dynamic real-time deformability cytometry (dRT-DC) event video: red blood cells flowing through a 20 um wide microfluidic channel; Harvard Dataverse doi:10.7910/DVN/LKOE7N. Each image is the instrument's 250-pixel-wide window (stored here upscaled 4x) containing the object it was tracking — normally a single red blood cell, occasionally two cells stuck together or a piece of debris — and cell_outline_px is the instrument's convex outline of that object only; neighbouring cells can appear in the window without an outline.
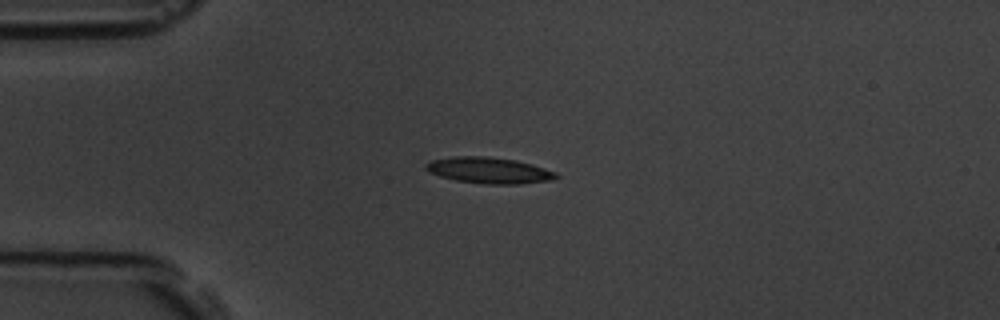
{"species": "common noctule bat (a hibernating species)", "species_latin": "Nyctalus noctula", "temperature_condition": "room temperature", "stored_images_in_passage": 6, "camera_frame_rate_fps": 3000, "um_per_image_px": 0.085, "animal": {"sex": "male", "body_mass_g": 19.5, "forearm_length_mm": 54.6}, "frame": {"image": 1, "passage_image": 4, "time_ms": 3.667, "image_size_px": [1000, 320], "cell_outline_px": [[560, 176], [548, 180], [520, 184], [484, 184], [456, 180], [440, 176], [424, 168], [424, 164], [432, 160], [456, 156], [484, 156], [516, 160], [532, 164], [556, 172]], "centroid_in_image_um": [41.56, 14.48], "position_along_channel_um": 43.4, "area_um2": 19.65}}
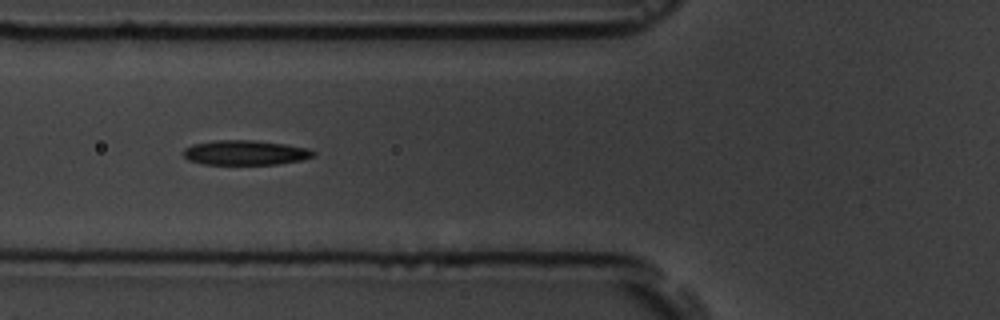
{"frame": {"image": 2, "passage_image": 6, "time_ms": 6.0, "image_size_px": [1000, 320], "cell_outline_px": [[316, 156], [300, 160], [276, 164], [204, 164], [188, 160], [180, 152], [184, 148], [192, 144], [216, 140], [256, 140], [284, 144], [308, 148], [316, 152]], "centroid_in_image_um": [20.82, 12.97], "position_along_channel_um": 105.0, "area_um2": 18.84}}